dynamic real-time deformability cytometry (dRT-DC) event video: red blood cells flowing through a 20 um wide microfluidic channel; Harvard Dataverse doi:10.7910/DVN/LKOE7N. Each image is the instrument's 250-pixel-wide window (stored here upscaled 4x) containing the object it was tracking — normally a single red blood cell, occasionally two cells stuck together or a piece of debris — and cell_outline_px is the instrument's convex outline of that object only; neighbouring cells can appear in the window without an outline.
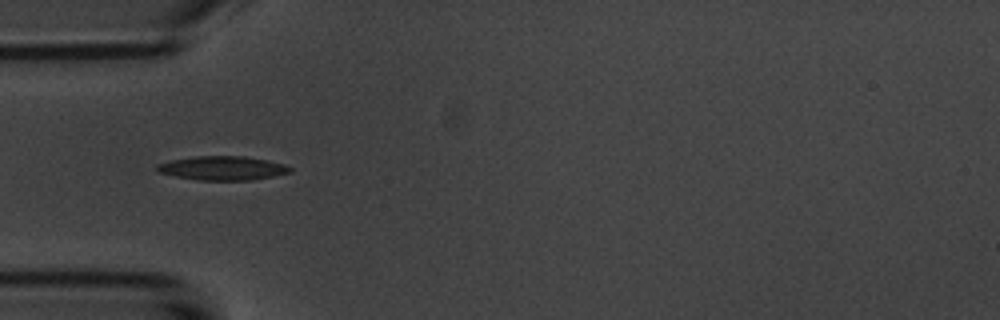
{"species": "common noctule bat (a hibernating species)", "species_latin": "Nyctalus noctula", "temperature_condition": "room temperature", "stored_images_in_passage": 7, "camera_frame_rate_fps": 3000, "um_per_image_px": 0.085, "animal": {"sex": "male", "body_mass_g": 20.1, "forearm_length_mm": 53.5}, "frame": {"image": 1, "passage_image": 5, "time_ms": 4.667, "image_size_px": [1000, 320], "cell_outline_px": [[292, 172], [252, 180], [196, 180], [176, 176], [160, 172], [156, 168], [156, 164], [168, 160], [196, 156], [244, 156], [268, 160], [284, 164], [292, 168]], "centroid_in_image_um": [18.91, 14.28], "position_along_channel_um": 66.1, "area_um2": 18.61}}
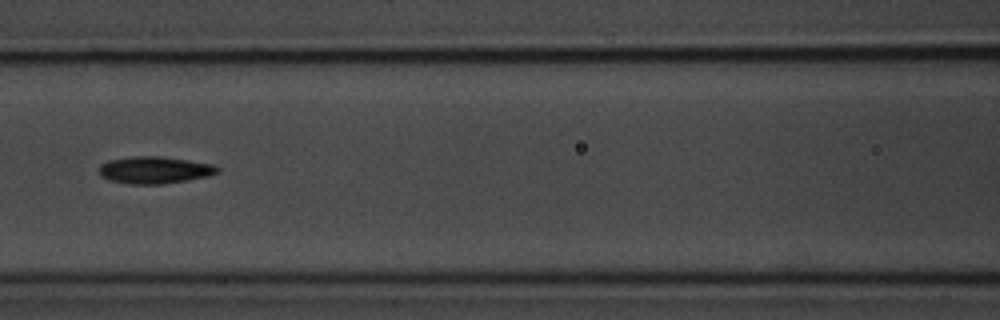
{"frame": {"image": 2, "passage_image": 7, "time_ms": 7.0, "image_size_px": [1000, 320], "cell_outline_px": [[220, 168], [216, 172], [208, 176], [188, 180], [160, 184], [128, 184], [108, 180], [100, 176], [100, 164], [108, 160], [132, 156], [160, 156], [188, 160], [212, 164]], "centroid_in_image_um": [13.1, 14.45], "position_along_channel_um": 153.5, "area_um2": 18.67}}